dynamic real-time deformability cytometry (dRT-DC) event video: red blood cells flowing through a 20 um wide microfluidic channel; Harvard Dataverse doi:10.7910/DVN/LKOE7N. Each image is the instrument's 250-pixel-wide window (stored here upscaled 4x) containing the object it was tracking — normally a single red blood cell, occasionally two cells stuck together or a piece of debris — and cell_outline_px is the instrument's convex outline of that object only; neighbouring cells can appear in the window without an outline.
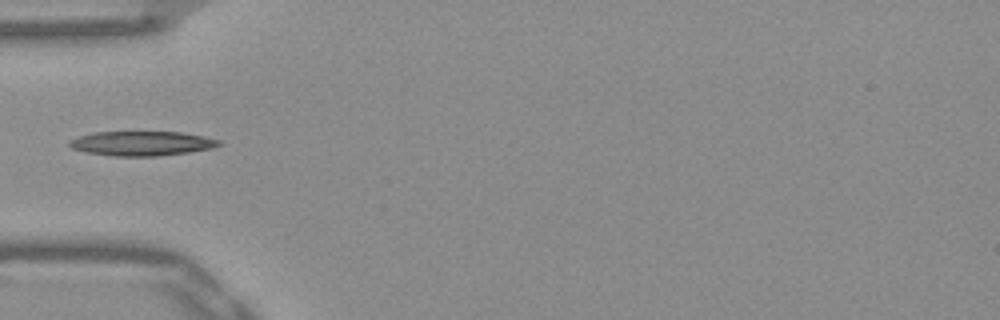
{"species": "Egyptian fruit bat (a non-hibernating species)", "species_latin": "Rousettus aegyptiacus", "temperature_condition": "warm", "stored_images_in_passage": 36, "camera_frame_rate_fps": 3000, "um_per_image_px": 0.085, "frame": {"image": 1, "passage_image": 1, "time_ms": 0.0, "image_size_px": [1000, 320], "cell_outline_px": [[224, 144], [212, 148], [188, 152], [160, 156], [112, 156], [88, 152], [72, 148], [68, 144], [72, 140], [80, 136], [92, 132], [180, 132], [204, 136], [220, 140]], "centroid_in_image_um": [12.1, 12.19], "position_along_channel_um": 72.9, "area_um2": 21.27}}
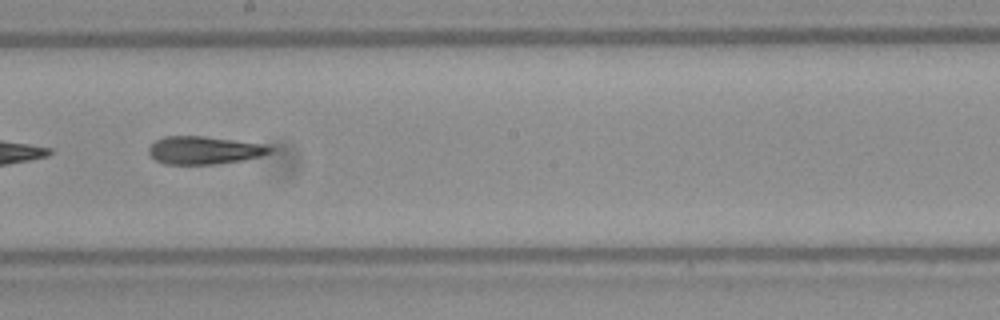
{"frame": {"image": 2, "passage_image": 13, "time_ms": 4.0, "image_size_px": [1000, 320], "cell_outline_px": [[272, 148], [268, 152], [260, 156], [244, 160], [216, 164], [164, 164], [156, 160], [148, 152], [148, 148], [156, 140], [164, 136], [204, 136], [264, 144]], "centroid_in_image_um": [17.32, 12.77], "position_along_channel_um": 230.9, "area_um2": 19.54}}
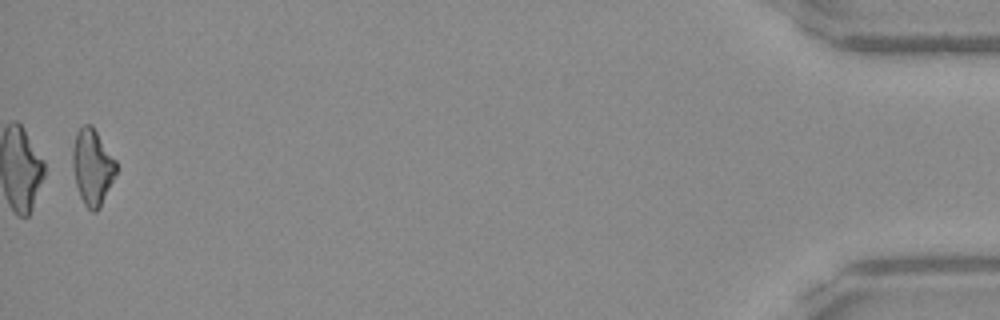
{"frame": {"image": 3, "passage_image": 35, "time_ms": 11.333, "image_size_px": [1000, 320], "cell_outline_px": [[116, 172], [100, 208], [96, 212], [92, 212], [84, 204], [80, 196], [76, 184], [72, 164], [72, 152], [76, 132], [84, 124], [92, 124], [116, 160]], "centroid_in_image_um": [7.85, 14.18], "position_along_channel_um": 427.4, "area_um2": 19.19}}